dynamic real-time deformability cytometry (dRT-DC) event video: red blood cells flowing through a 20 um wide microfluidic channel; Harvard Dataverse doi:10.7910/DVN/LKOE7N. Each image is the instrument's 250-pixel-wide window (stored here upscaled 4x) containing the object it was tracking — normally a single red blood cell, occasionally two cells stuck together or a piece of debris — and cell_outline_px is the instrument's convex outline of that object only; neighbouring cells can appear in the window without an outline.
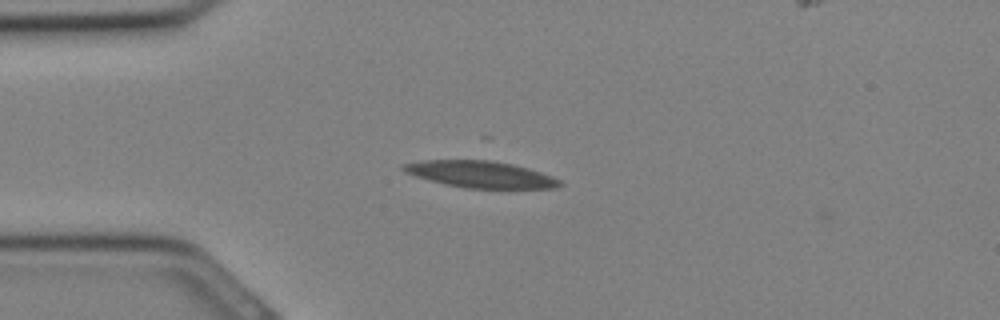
{"species": "Egyptian fruit bat (a non-hibernating species)", "species_latin": "Rousettus aegyptiacus", "temperature_condition": "cold", "stored_images_in_passage": 26, "camera_frame_rate_fps": 3000, "um_per_image_px": 0.085, "animal": {"sex": "female"}, "frame": {"image": 1, "passage_image": 1, "time_ms": 0.0, "image_size_px": [1000, 320], "cell_outline_px": [[564, 184], [556, 188], [468, 188], [444, 184], [416, 176], [404, 172], [400, 168], [400, 164], [424, 160], [492, 160], [512, 164], [528, 168], [552, 176], [560, 180]], "centroid_in_image_um": [40.83, 14.81], "position_along_channel_um": 44.2, "area_um2": 24.28}}
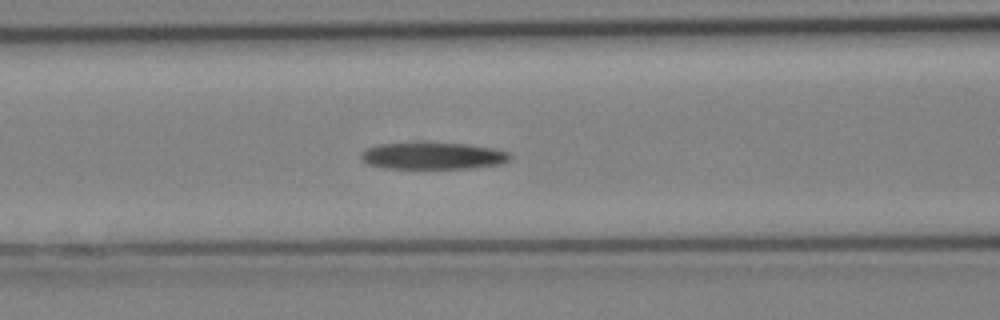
{"frame": {"image": 2, "passage_image": 6, "time_ms": 1.667, "image_size_px": [1000, 320], "cell_outline_px": [[512, 156], [508, 160], [496, 164], [464, 168], [384, 168], [368, 164], [360, 156], [368, 148], [380, 144], [416, 140], [424, 140], [468, 144], [492, 148], [508, 152]], "centroid_in_image_um": [36.75, 13.19], "position_along_channel_um": 129.9, "area_um2": 23.81}}
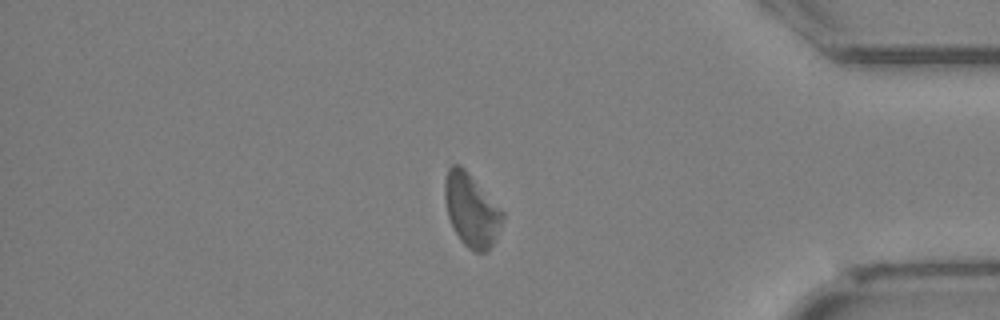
{"frame": {"image": 3, "passage_image": 20, "time_ms": 6.333, "image_size_px": [1000, 320], "cell_outline_px": [[504, 216], [496, 236], [492, 244], [484, 252], [476, 252], [468, 248], [460, 240], [448, 216], [444, 200], [444, 180], [448, 168], [452, 164], [460, 164], [468, 172], [504, 212]], "centroid_in_image_um": [40.04, 17.82], "position_along_channel_um": 395.2, "area_um2": 24.28}}